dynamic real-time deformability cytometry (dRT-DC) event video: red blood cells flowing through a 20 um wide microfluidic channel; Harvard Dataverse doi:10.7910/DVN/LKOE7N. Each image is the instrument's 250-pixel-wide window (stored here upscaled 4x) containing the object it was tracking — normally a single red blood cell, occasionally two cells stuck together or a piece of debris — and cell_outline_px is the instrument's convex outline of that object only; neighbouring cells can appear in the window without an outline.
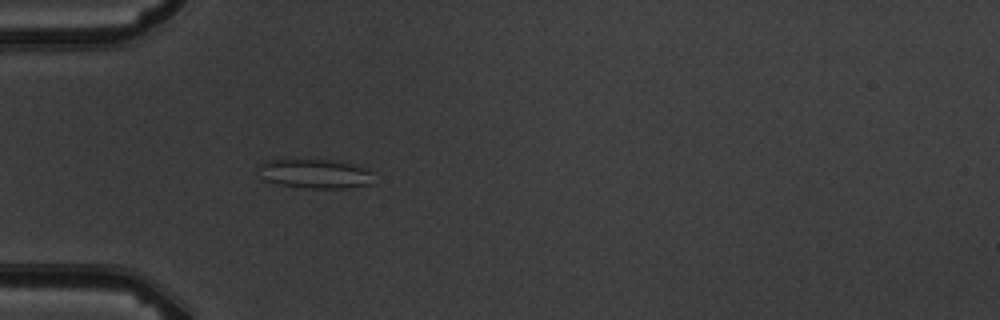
{"species": "common noctule bat (a hibernating species)", "species_latin": "Nyctalus noctula", "temperature_condition": "warm", "stored_images_in_passage": 4, "camera_frame_rate_fps": 3000, "um_per_image_px": 0.085, "animal": {"sex": "male", "body_mass_g": 19.5, "forearm_length_mm": 54.6}, "frame": {"image": 1, "passage_image": 4, "time_ms": 3.333, "image_size_px": [1000, 320], "cell_outline_px": [[372, 184], [344, 188], [308, 188], [280, 184], [264, 180], [260, 168], [260, 164], [264, 160], [328, 160], [348, 164], [364, 168], [372, 172]], "centroid_in_image_um": [26.78, 14.78], "position_along_channel_um": 58.2, "area_um2": 19.13}}